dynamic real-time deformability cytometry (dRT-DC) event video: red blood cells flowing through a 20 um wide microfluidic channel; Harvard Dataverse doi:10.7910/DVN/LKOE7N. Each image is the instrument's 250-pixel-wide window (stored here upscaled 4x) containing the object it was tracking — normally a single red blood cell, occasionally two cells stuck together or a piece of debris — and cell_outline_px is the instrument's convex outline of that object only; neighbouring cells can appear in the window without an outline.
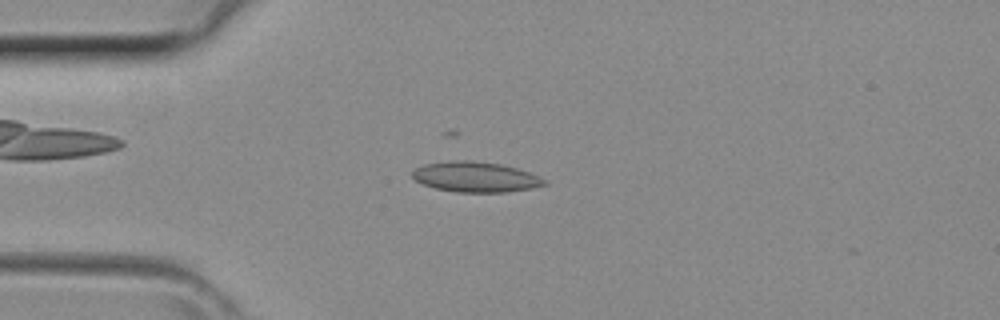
{"species": "common noctule bat (a hibernating species)", "species_latin": "Nyctalus noctula", "temperature_condition": "room temperature", "stored_images_in_passage": 41, "camera_frame_rate_fps": 3000, "um_per_image_px": 0.085, "animal": {"sex": "female", "body_mass_g": 29.2, "forearm_length_mm": 56.3}, "frame": {"image": 1, "passage_image": 11, "time_ms": 3.333, "image_size_px": [1000, 320], "cell_outline_px": [[548, 184], [532, 188], [504, 192], [456, 192], [436, 188], [424, 184], [416, 180], [412, 176], [412, 172], [416, 168], [424, 164], [448, 160], [472, 160], [500, 164], [516, 168], [528, 172], [548, 180]], "centroid_in_image_um": [40.43, 15.03], "position_along_channel_um": 44.6, "area_um2": 23.29}}
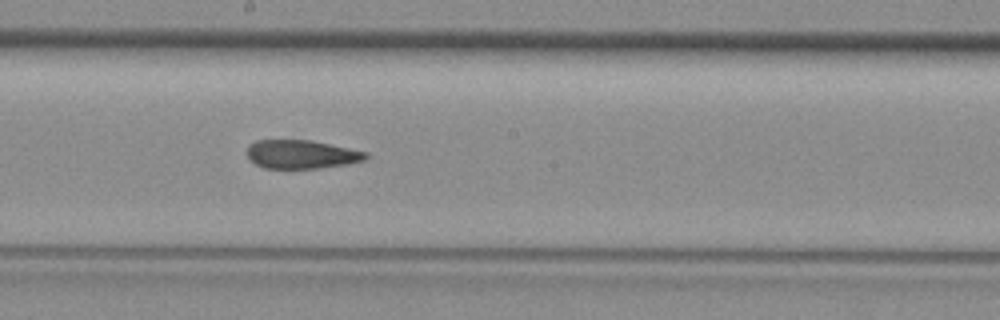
{"frame": {"image": 2, "passage_image": 23, "time_ms": 7.333, "image_size_px": [1000, 320], "cell_outline_px": [[368, 156], [364, 160], [348, 164], [316, 168], [264, 168], [256, 164], [248, 156], [248, 148], [256, 140], [308, 140], [368, 152]], "centroid_in_image_um": [25.64, 13.12], "position_along_channel_um": 222.6, "area_um2": 19.42}}
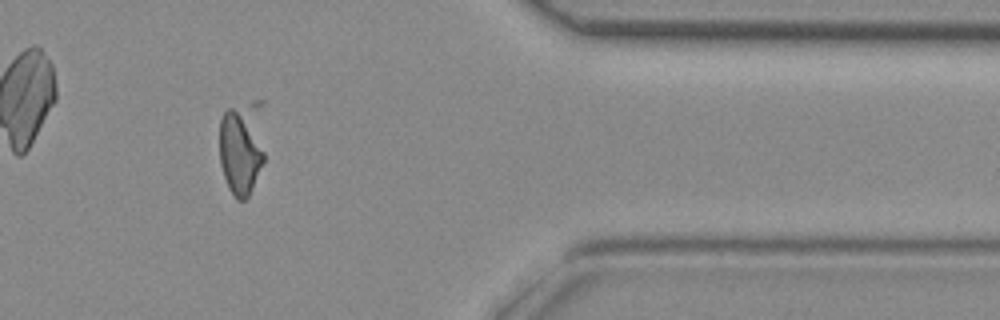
{"frame": {"image": 3, "passage_image": 35, "time_ms": 11.333, "image_size_px": [1000, 320], "cell_outline_px": [[264, 160], [252, 188], [248, 196], [244, 200], [236, 200], [228, 188], [220, 164], [220, 120], [224, 112], [228, 108], [252, 100], [264, 100]], "centroid_in_image_um": [20.59, 12.44], "position_along_channel_um": 390.8, "area_um2": 26.07}}